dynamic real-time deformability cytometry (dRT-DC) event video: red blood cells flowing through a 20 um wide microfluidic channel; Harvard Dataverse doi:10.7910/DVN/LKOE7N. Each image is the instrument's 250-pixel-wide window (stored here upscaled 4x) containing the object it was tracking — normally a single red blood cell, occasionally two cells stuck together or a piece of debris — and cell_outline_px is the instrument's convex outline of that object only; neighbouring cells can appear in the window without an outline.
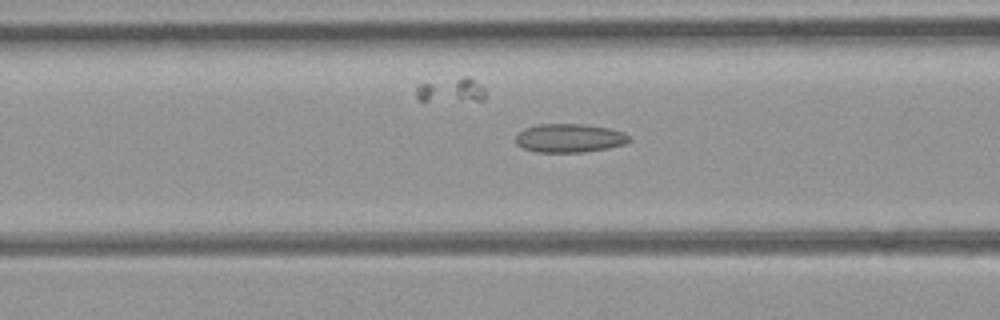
{"species": "common noctule bat (a hibernating species)", "species_latin": "Nyctalus noctula", "temperature_condition": "room temperature", "stored_images_in_passage": 43, "camera_frame_rate_fps": 3000, "um_per_image_px": 0.085, "animal": {"sex": "female", "body_mass_g": 21.9}, "frame": {"image": 1, "passage_image": 12, "time_ms": 3.667, "image_size_px": [1000, 320], "cell_outline_px": [[632, 140], [624, 144], [608, 148], [584, 152], [536, 152], [524, 148], [516, 144], [516, 136], [524, 128], [540, 124], [580, 124], [608, 128], [624, 132]], "centroid_in_image_um": [48.41, 11.74], "position_along_channel_um": 118.2, "area_um2": 18.84}}
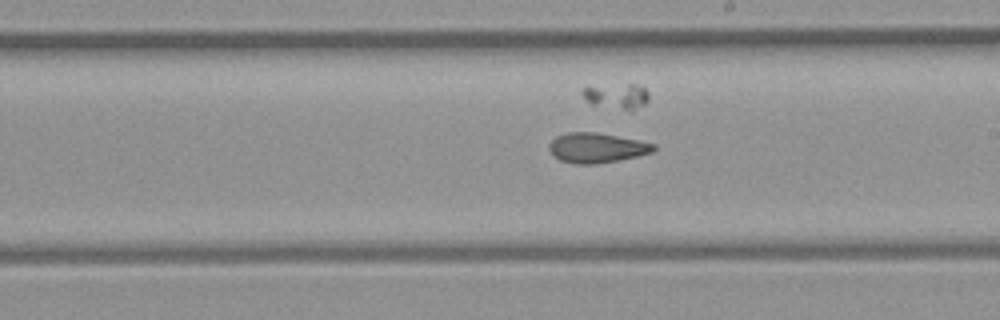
{"frame": {"image": 2, "passage_image": 21, "time_ms": 6.667, "image_size_px": [1000, 320], "cell_outline_px": [[656, 148], [652, 152], [636, 156], [596, 164], [576, 164], [560, 160], [548, 148], [548, 144], [556, 136], [568, 132], [596, 132], [656, 144]], "centroid_in_image_um": [50.69, 12.56], "position_along_channel_um": 238.3, "area_um2": 17.92}}
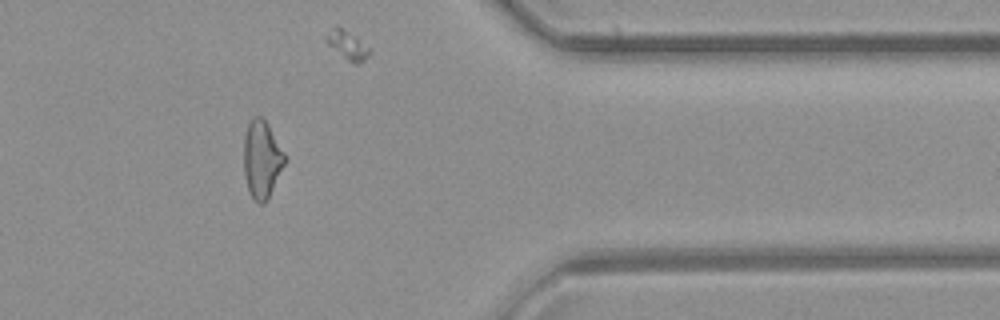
{"frame": {"image": 3, "passage_image": 34, "time_ms": 11.0, "image_size_px": [1000, 320], "cell_outline_px": [[284, 164], [268, 200], [264, 204], [260, 204], [248, 192], [244, 176], [244, 136], [248, 124], [252, 116], [260, 116], [268, 124], [284, 152]], "centroid_in_image_um": [22.23, 13.55], "position_along_channel_um": 389.2, "area_um2": 18.44}, "authors_computed_cell_mechanics": {"area_um2": 18.5538, "velocity_mm_per_s": 3.9947, "shape_relaxation_time_tau1_ms": null, "shape_relaxation_time_tau2_ms": 3.1887, "deformation_change_tau1": null, "deformation_change_tau2": 0.1002}}